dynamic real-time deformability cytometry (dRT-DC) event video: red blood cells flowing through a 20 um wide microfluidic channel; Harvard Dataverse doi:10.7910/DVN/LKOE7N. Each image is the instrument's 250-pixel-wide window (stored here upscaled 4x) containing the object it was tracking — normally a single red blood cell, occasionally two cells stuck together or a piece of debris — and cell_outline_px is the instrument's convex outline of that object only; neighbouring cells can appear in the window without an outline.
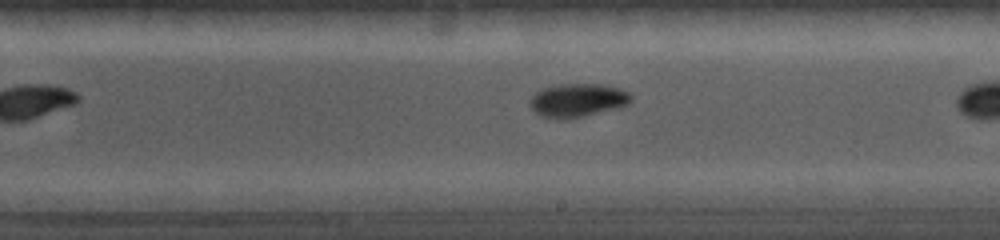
{"species": "common noctule bat (a hibernating species)", "species_latin": "Nyctalus noctula", "temperature_condition": "cold", "stored_images_in_passage": 14, "camera_frame_rate_fps": 5000, "um_per_image_px": 0.085, "animal": {"sex": "female", "body_mass_g": 19.0, "forearm_length_mm": 56.7}, "frame": {"image": 1, "passage_image": 12, "time_ms": 3.6, "image_size_px": [1000, 240], "cell_outline_px": [[632, 100], [628, 104], [616, 108], [568, 120], [560, 120], [540, 116], [528, 104], [528, 100], [536, 92], [544, 88], [560, 84], [604, 84], [628, 92], [632, 96]], "centroid_in_image_um": [49.06, 8.54], "position_along_channel_um": 239.9, "area_um2": 19.83}}